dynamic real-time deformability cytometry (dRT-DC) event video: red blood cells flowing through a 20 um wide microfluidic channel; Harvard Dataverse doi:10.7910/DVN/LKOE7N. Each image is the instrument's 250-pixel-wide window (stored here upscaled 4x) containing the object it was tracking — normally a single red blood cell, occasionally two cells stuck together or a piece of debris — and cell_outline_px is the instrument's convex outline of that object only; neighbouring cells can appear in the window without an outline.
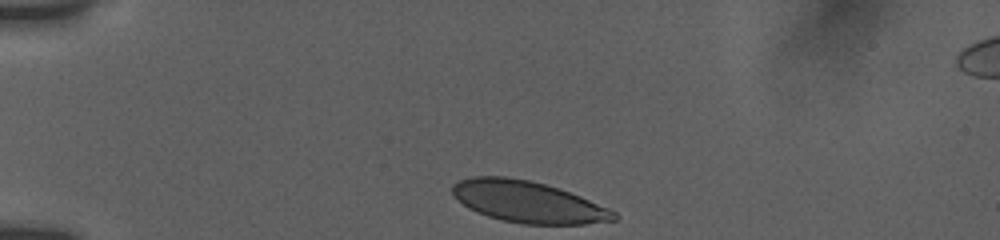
{"species": "human", "species_latin": "Homo sapiens", "temperature_condition": "room temperature", "stored_images_in_passage": 7, "camera_frame_rate_fps": 3000, "um_per_image_px": 0.085, "donor": {"sex": "female"}, "frame": {"image": 1, "passage_image": 1, "time_ms": 0.0, "image_size_px": [1000, 240], "cell_outline_px": [[620, 216], [616, 220], [584, 224], [520, 224], [488, 216], [476, 212], [468, 208], [452, 196], [452, 184], [460, 180], [472, 176], [504, 176], [528, 180], [544, 184], [580, 196], [608, 208], [616, 212]], "centroid_in_image_um": [44.85, 17.16], "position_along_channel_um": 40.2, "area_um2": 38.96}}
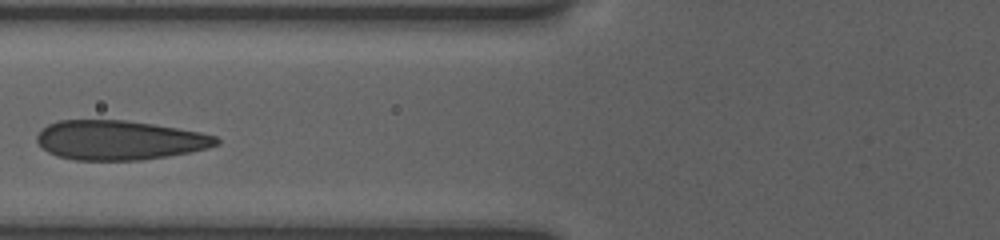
{"frame": {"image": 2, "passage_image": 5, "time_ms": 3.333, "image_size_px": [1000, 240], "cell_outline_px": [[220, 144], [208, 148], [168, 156], [140, 160], [76, 160], [56, 156], [48, 152], [36, 140], [36, 136], [48, 124], [60, 120], [124, 120], [152, 124], [200, 132], [216, 136], [220, 140]], "centroid_in_image_um": [10.15, 11.92], "position_along_channel_um": 115.6, "area_um2": 41.04}}
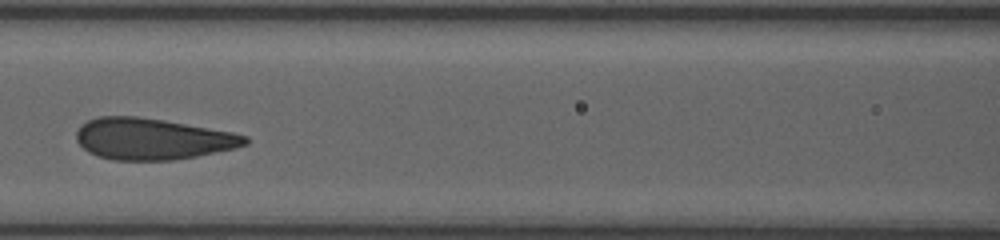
{"frame": {"image": 3, "passage_image": 6, "time_ms": 4.333, "image_size_px": [1000, 240], "cell_outline_px": [[248, 144], [236, 148], [196, 156], [172, 160], [112, 160], [96, 156], [88, 152], [76, 140], [76, 132], [80, 124], [88, 120], [100, 116], [136, 116], [164, 120], [232, 132], [248, 136]], "centroid_in_image_um": [12.93, 11.81], "position_along_channel_um": 153.7, "area_um2": 40.75}}